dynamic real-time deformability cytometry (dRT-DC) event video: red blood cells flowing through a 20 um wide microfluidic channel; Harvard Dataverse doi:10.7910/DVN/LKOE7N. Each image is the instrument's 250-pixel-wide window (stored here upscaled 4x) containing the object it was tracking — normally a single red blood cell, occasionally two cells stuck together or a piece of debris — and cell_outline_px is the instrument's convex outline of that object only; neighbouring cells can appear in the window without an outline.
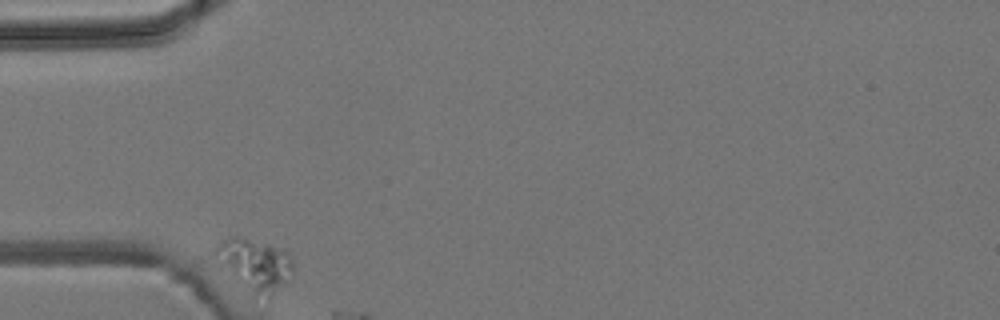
{"species": "common noctule bat (a hibernating species)", "species_latin": "Nyctalus noctula", "temperature_condition": "room temperature", "stored_images_in_passage": 6, "camera_frame_rate_fps": 3000, "um_per_image_px": 0.085, "animal": {"sex": "male", "body_mass_g": 19.2, "forearm_length_mm": 51.8}, "frame": {"image": 1, "passage_image": 1, "time_ms": 0.0, "image_size_px": [1000, 320], "cell_outline_px": [[292, 280], [288, 284], [268, 300], [252, 296], [236, 280], [212, 252], [216, 244], [228, 236], [240, 236], [288, 248], [292, 256]], "centroid_in_image_um": [21.76, 22.51], "position_along_channel_um": 63.2, "area_um2": 24.57}}